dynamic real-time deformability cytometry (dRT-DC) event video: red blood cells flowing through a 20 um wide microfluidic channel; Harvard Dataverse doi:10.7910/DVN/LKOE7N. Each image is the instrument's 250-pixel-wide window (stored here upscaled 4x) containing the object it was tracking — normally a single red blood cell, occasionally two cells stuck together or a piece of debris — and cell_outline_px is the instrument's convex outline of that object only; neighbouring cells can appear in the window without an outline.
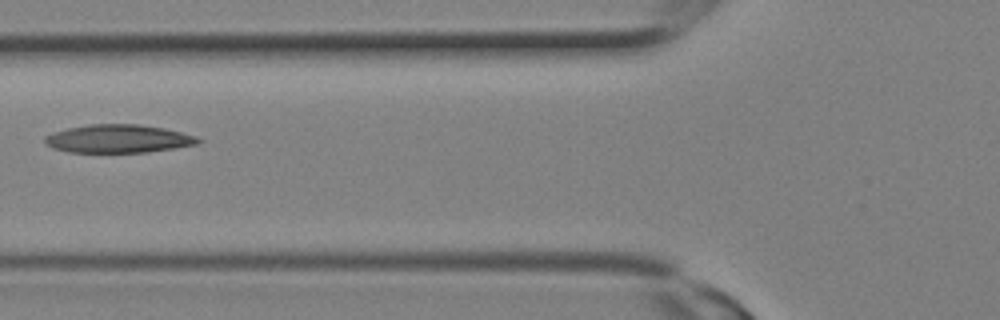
{"species": "Egyptian fruit bat (a non-hibernating species)", "species_latin": "Rousettus aegyptiacus", "temperature_condition": "room temperature", "stored_images_in_passage": 4, "camera_frame_rate_fps": 3000, "um_per_image_px": 0.085, "animal": {"sex": "female"}, "frame": {"image": 1, "passage_image": 4, "time_ms": 1.0, "image_size_px": [1000, 320], "cell_outline_px": [[204, 140], [196, 144], [148, 152], [68, 152], [52, 148], [44, 144], [44, 136], [52, 132], [68, 128], [88, 124], [140, 124], [164, 128], [196, 136]], "centroid_in_image_um": [10.01, 11.79], "position_along_channel_um": 115.8, "area_um2": 25.26}}